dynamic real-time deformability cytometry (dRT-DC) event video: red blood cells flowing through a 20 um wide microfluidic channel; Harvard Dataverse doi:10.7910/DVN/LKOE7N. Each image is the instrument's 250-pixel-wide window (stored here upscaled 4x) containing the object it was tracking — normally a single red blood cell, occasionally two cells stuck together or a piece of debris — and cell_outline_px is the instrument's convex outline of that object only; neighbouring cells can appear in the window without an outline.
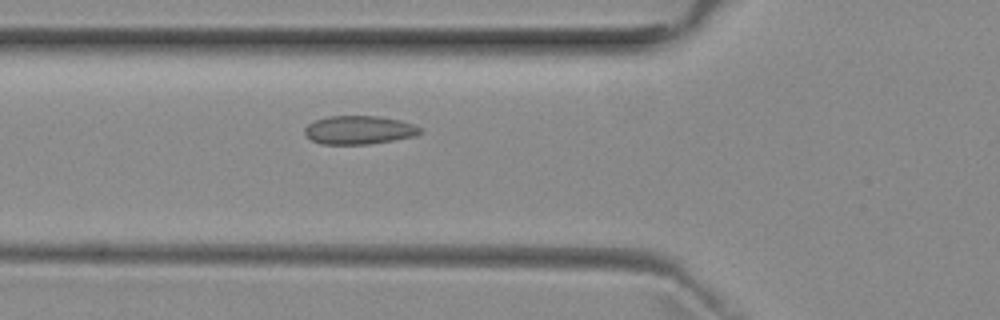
{"species": "common noctule bat (a hibernating species)", "species_latin": "Nyctalus noctula", "temperature_condition": "room temperature", "stored_images_in_passage": 35, "camera_frame_rate_fps": 3000, "um_per_image_px": 0.085, "animal": {"sex": "female", "body_mass_g": 29.2, "forearm_length_mm": 56.3}, "frame": {"image": 1, "passage_image": 7, "time_ms": 2.0, "image_size_px": [1000, 320], "cell_outline_px": [[424, 132], [416, 136], [368, 144], [320, 144], [312, 140], [304, 132], [304, 128], [308, 124], [316, 120], [328, 116], [376, 116], [400, 120], [412, 124], [420, 128]], "centroid_in_image_um": [30.52, 11.05], "position_along_channel_um": 95.3, "area_um2": 19.07}}
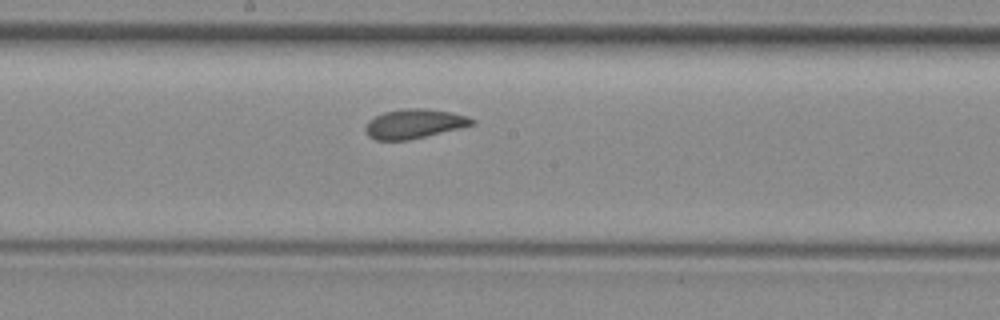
{"frame": {"image": 2, "passage_image": 16, "time_ms": 5.0, "image_size_px": [1000, 320], "cell_outline_px": [[476, 124], [460, 128], [408, 140], [376, 140], [368, 136], [364, 128], [368, 120], [384, 112], [408, 108], [424, 108], [452, 112], [468, 116], [476, 120]], "centroid_in_image_um": [35.22, 10.52], "position_along_channel_um": 213.0, "area_um2": 18.26}}
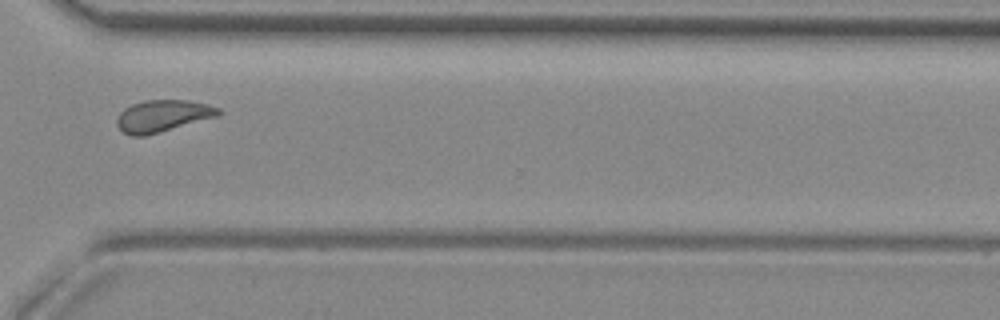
{"frame": {"image": 3, "passage_image": 27, "time_ms": 8.667, "image_size_px": [1000, 320], "cell_outline_px": [[220, 112], [216, 116], [160, 132], [144, 136], [132, 136], [124, 132], [116, 124], [116, 120], [120, 112], [124, 108], [132, 104], [144, 100], [188, 100], [208, 104], [220, 108]], "centroid_in_image_um": [13.79, 9.84], "position_along_channel_um": 356.8, "area_um2": 18.67}, "authors_computed_cell_mechanics": {"area_um2": 18.207, "velocity_mm_per_s": 3.9143, "shape_relaxation_time_tau1_ms": null, "shape_relaxation_time_tau2_ms": 2.4989, "deformation_change_tau1": null, "deformation_change_tau2": 0.0427}}